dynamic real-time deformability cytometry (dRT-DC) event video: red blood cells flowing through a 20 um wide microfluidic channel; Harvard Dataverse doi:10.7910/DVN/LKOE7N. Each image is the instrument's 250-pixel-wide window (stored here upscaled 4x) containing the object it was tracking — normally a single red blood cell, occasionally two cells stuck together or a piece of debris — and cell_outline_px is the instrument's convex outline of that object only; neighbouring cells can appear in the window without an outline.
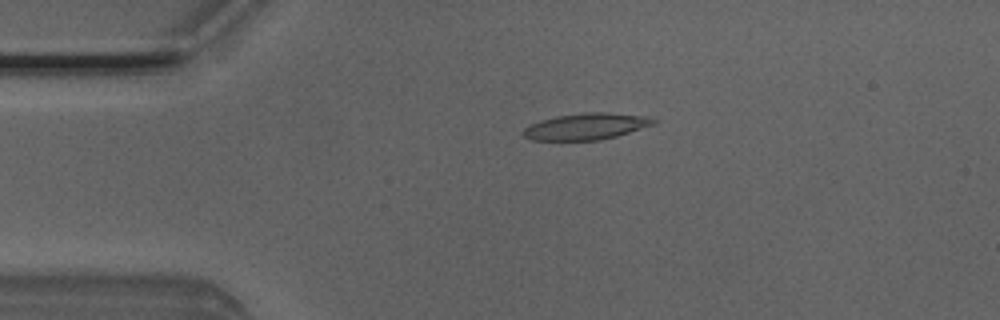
{"species": "Egyptian fruit bat (a non-hibernating species)", "species_latin": "Rousettus aegyptiacus", "temperature_condition": "room temperature", "stored_images_in_passage": 3, "camera_frame_rate_fps": 3000, "um_per_image_px": 0.085, "animal": {"sex": "male"}, "frame": {"image": 1, "passage_image": 3, "time_ms": 0.667, "image_size_px": [1000, 320], "cell_outline_px": [[656, 124], [616, 136], [600, 140], [532, 140], [524, 136], [520, 132], [528, 124], [540, 120], [556, 116], [584, 112], [608, 112], [652, 116], [656, 120]], "centroid_in_image_um": [49.83, 10.73], "position_along_channel_um": 35.2, "area_um2": 20.4}}